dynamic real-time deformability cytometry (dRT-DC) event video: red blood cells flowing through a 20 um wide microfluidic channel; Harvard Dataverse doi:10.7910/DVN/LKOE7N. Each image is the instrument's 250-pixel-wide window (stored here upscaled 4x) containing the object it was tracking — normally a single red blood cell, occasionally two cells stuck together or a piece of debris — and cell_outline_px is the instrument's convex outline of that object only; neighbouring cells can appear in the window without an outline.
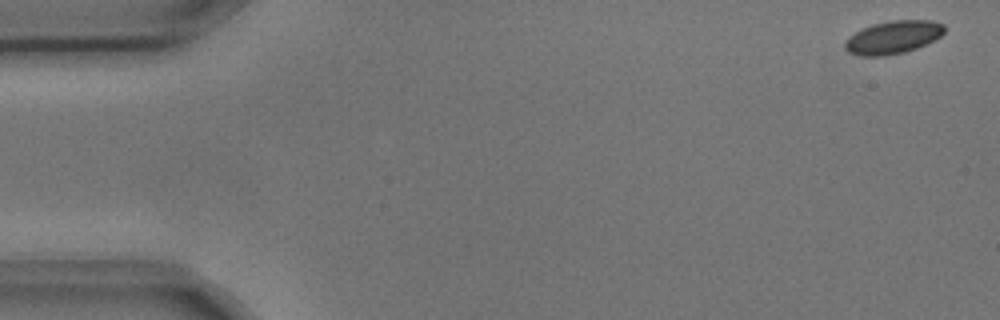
{"species": "common noctule bat (a hibernating species)", "species_latin": "Nyctalus noctula", "temperature_condition": "cold", "stored_images_in_passage": 4, "camera_frame_rate_fps": 3000, "um_per_image_px": 0.085, "animal": {"sex": "male", "body_mass_g": 17.9, "forearm_length_mm": 54.2}, "frame": {"image": 1, "passage_image": 1, "time_ms": 0.0, "image_size_px": [1000, 320], "cell_outline_px": [[944, 32], [940, 36], [916, 48], [904, 52], [884, 56], [860, 56], [848, 52], [844, 48], [844, 40], [848, 36], [872, 24], [892, 20], [932, 20], [944, 24]], "centroid_in_image_um": [75.87, 3.17], "position_along_channel_um": 9.1, "area_um2": 19.07}}
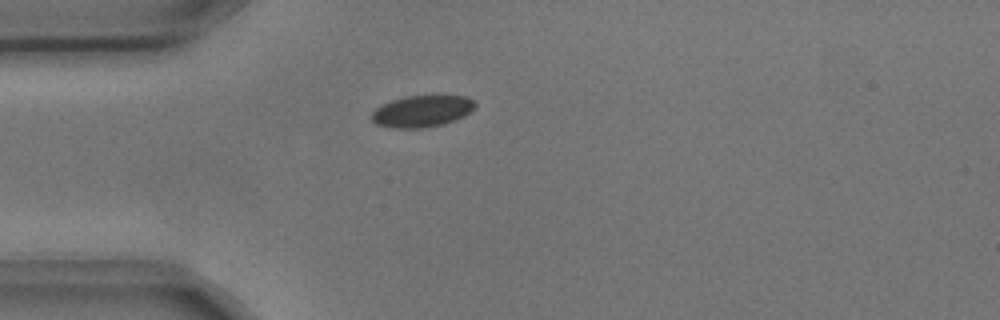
{"frame": {"image": 2, "passage_image": 4, "time_ms": 1.0, "image_size_px": [1000, 320], "cell_outline_px": [[476, 104], [464, 116], [444, 124], [424, 128], [392, 128], [376, 124], [372, 120], [372, 112], [380, 104], [392, 100], [408, 96], [464, 96], [472, 100]], "centroid_in_image_um": [35.82, 9.46], "position_along_channel_um": 49.2, "area_um2": 18.9}}